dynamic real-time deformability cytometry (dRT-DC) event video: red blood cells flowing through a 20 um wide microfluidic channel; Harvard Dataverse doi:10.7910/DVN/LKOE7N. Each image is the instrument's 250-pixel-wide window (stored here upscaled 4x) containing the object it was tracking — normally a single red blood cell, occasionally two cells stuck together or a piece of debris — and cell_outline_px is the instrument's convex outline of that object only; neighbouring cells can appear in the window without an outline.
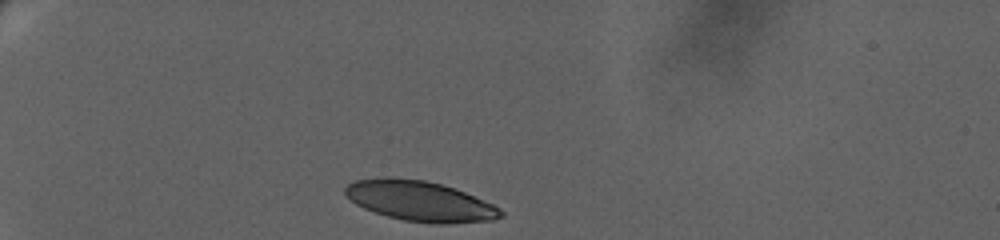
{"species": "human", "species_latin": "Homo sapiens", "temperature_condition": "warm", "stored_images_in_passage": 45, "camera_frame_rate_fps": 3000, "um_per_image_px": 0.085, "donor": {"sex": "female"}, "frame": {"image": 1, "passage_image": 1, "time_ms": 0.0, "image_size_px": [1000, 240], "cell_outline_px": [[504, 216], [492, 220], [448, 224], [436, 224], [404, 220], [388, 216], [364, 208], [356, 204], [344, 196], [344, 188], [348, 184], [356, 180], [384, 176], [388, 176], [424, 180], [440, 184], [464, 192], [492, 204], [500, 208], [504, 212]], "centroid_in_image_um": [35.66, 17.09], "position_along_channel_um": 49.3, "area_um2": 36.47}}
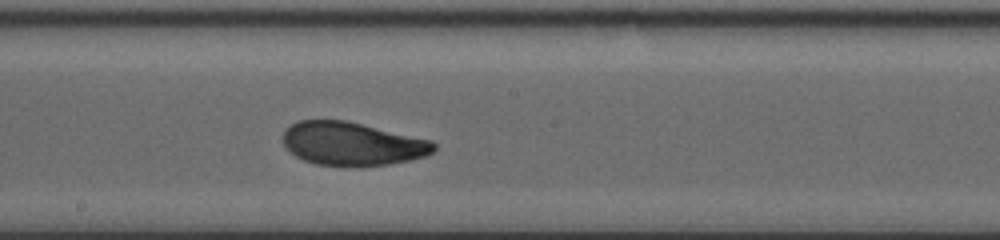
{"frame": {"image": 2, "passage_image": 25, "time_ms": 7.0, "image_size_px": [1000, 240], "cell_outline_px": [[436, 148], [432, 152], [424, 156], [408, 160], [388, 164], [360, 168], [348, 168], [316, 164], [304, 160], [296, 156], [284, 144], [284, 132], [292, 124], [300, 120], [344, 120], [432, 140], [436, 144]], "centroid_in_image_um": [29.95, 12.25], "position_along_channel_um": 218.2, "area_um2": 38.26}}
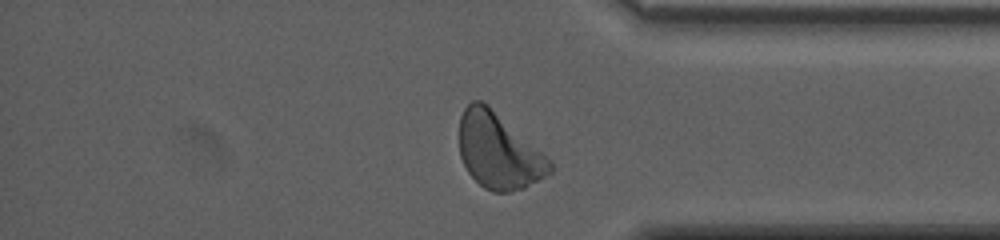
{"frame": {"image": 3, "passage_image": 42, "time_ms": 12.667, "image_size_px": [1000, 240], "cell_outline_px": [[552, 172], [540, 180], [524, 188], [508, 192], [492, 192], [484, 188], [468, 172], [460, 156], [460, 116], [464, 108], [472, 100], [480, 100], [488, 104], [552, 160]], "centroid_in_image_um": [42.4, 12.84], "position_along_channel_um": 392.8, "area_um2": 40.0}, "authors_computed_cell_mechanics": {"area_um2": 38.437, "velocity_mm_per_s": 3.1691, "shape_relaxation_time_tau1_ms": 5.3414, "shape_relaxation_time_tau2_ms": 2.2555, "deformation_change_tau1": 0.1855, "deformation_change_tau2": 0.0841}}